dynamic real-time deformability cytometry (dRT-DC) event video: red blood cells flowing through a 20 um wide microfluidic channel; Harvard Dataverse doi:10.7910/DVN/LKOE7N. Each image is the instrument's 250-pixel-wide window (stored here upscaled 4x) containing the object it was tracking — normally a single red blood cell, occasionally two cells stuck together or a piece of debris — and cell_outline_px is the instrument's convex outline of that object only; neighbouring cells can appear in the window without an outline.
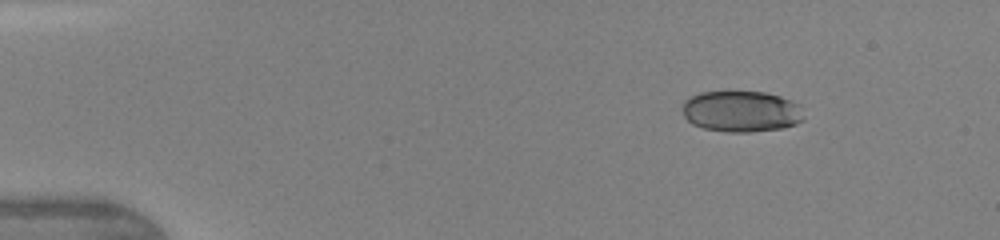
{"species": "human", "species_latin": "Homo sapiens", "temperature_condition": "warm", "stored_images_in_passage": 42, "camera_frame_rate_fps": 3000, "um_per_image_px": 0.085, "donor": {"sex": "female"}, "frame": {"image": 1, "passage_image": 2, "time_ms": 0.333, "image_size_px": [1000, 240], "cell_outline_px": [[804, 120], [796, 124], [784, 128], [752, 132], [728, 132], [704, 128], [692, 124], [684, 116], [684, 100], [700, 92], [764, 92], [780, 96], [792, 100], [800, 104], [804, 116]], "centroid_in_image_um": [63.06, 9.47], "position_along_channel_um": 21.9, "area_um2": 29.25}}
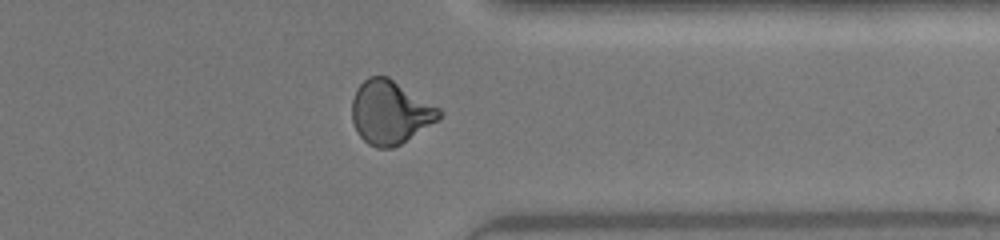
{"frame": {"image": 2, "passage_image": 33, "time_ms": 10.667, "image_size_px": [1000, 240], "cell_outline_px": [[444, 116], [400, 144], [392, 148], [376, 148], [368, 144], [356, 132], [352, 120], [352, 100], [356, 88], [368, 76], [388, 76], [440, 108], [444, 112]], "centroid_in_image_um": [33.16, 9.54], "position_along_channel_um": 378.2, "area_um2": 32.37}}
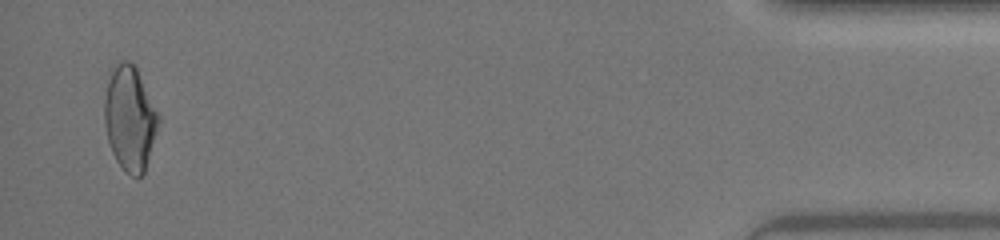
{"frame": {"image": 3, "passage_image": 41, "time_ms": 13.333, "image_size_px": [1000, 240], "cell_outline_px": [[160, 120], [144, 172], [140, 176], [132, 176], [124, 172], [116, 160], [112, 152], [108, 140], [104, 124], [104, 100], [108, 80], [116, 64], [120, 60], [128, 60], [136, 64], [160, 116]], "centroid_in_image_um": [11.04, 10.03], "position_along_channel_um": 424.2, "area_um2": 33.06}, "authors_computed_cell_mechanics": {"area_um2": 30.9808, "velocity_mm_per_s": 4.3797, "shape_relaxation_time_tau1_ms": 6.8066, "shape_relaxation_time_tau2_ms": null, "deformation_change_tau1": 0.2005, "deformation_change_tau2": null}}